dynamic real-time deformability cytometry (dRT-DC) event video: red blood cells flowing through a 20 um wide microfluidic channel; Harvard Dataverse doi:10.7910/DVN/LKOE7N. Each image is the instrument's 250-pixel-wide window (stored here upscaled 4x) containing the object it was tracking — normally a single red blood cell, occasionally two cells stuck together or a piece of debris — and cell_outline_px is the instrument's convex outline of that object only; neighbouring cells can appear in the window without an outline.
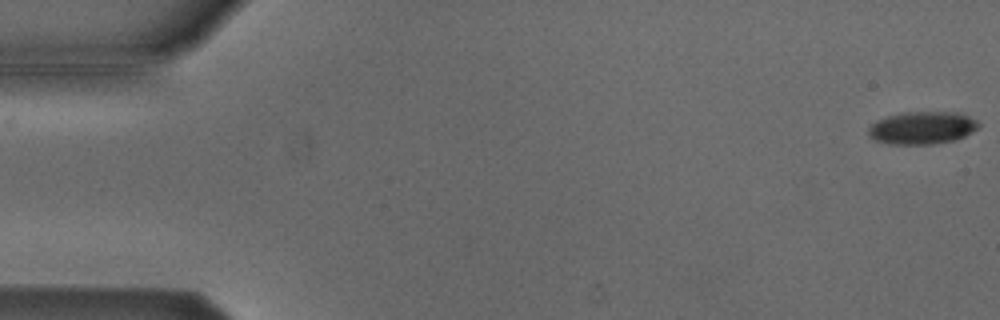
{"species": "Egyptian fruit bat (a non-hibernating species)", "species_latin": "Rousettus aegyptiacus", "temperature_condition": "cold", "stored_images_in_passage": 54, "camera_frame_rate_fps": 3000, "um_per_image_px": 0.085, "animal": {"sex": "male"}, "frame": {"image": 1, "passage_image": 1, "time_ms": 0.0, "image_size_px": [1000, 320], "cell_outline_px": [[980, 124], [976, 128], [964, 136], [956, 140], [936, 144], [888, 144], [876, 140], [868, 136], [868, 128], [872, 124], [888, 116], [904, 112], [956, 112], [968, 116], [976, 120]], "centroid_in_image_um": [78.38, 10.87], "position_along_channel_um": 6.6, "area_um2": 20.81}}
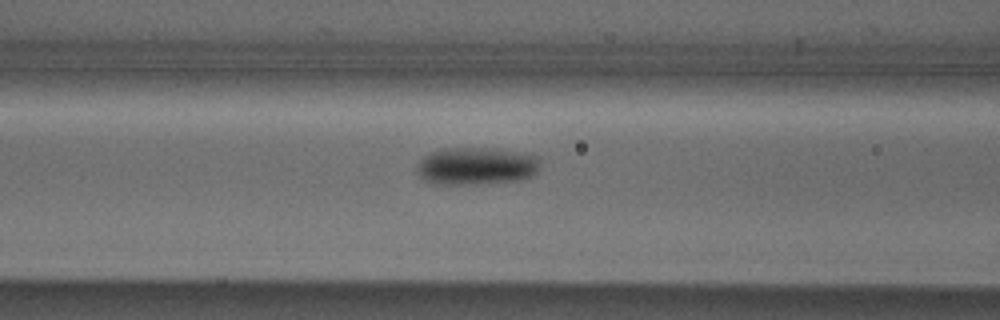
{"frame": {"image": 2, "passage_image": 22, "time_ms": 7.0, "image_size_px": [1000, 320], "cell_outline_px": [[540, 164], [536, 172], [532, 176], [516, 180], [456, 184], [436, 184], [420, 176], [416, 168], [416, 164], [428, 152], [444, 148], [496, 148], [540, 156]], "centroid_in_image_um": [40.48, 14.08], "position_along_channel_um": 126.1, "area_um2": 26.76}}
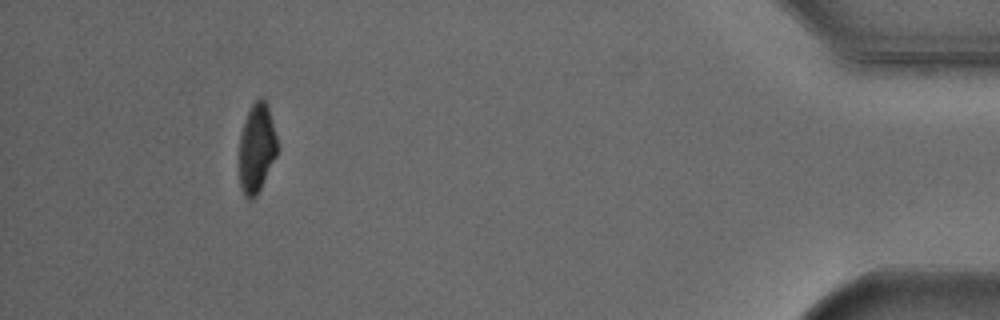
{"frame": {"image": 3, "passage_image": 50, "time_ms": 16.333, "image_size_px": [1000, 320], "cell_outline_px": [[280, 148], [256, 196], [252, 200], [248, 200], [244, 196], [240, 184], [240, 136], [248, 112], [252, 104], [260, 96], [264, 96], [268, 104]], "centroid_in_image_um": [21.85, 12.56], "position_along_channel_um": 413.3, "area_um2": 19.88}, "authors_computed_cell_mechanics": {"area_um2": 22.8021, "velocity_mm_per_s": 3.8126, "shape_relaxation_time_tau1_ms": 2.6321, "shape_relaxation_time_tau2_ms": null, "deformation_change_tau1": 0.0937, "deformation_change_tau2": null}}